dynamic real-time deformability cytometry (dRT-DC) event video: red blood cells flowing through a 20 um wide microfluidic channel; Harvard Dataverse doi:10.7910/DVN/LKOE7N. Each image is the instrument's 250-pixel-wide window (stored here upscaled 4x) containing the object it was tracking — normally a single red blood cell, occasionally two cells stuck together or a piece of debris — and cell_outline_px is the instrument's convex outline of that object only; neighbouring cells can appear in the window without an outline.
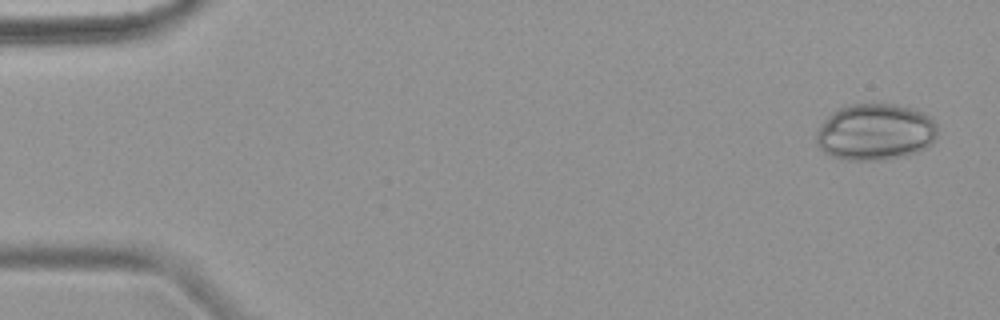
{"species": "common noctule bat (a hibernating species)", "species_latin": "Nyctalus noctula", "temperature_condition": "warm", "stored_images_in_passage": 5, "camera_frame_rate_fps": 3000, "um_per_image_px": 0.085, "animal": {"sex": "female", "body_mass_g": 18.4}, "frame": {"image": 1, "passage_image": 1, "time_ms": 0.0, "image_size_px": [1000, 320], "cell_outline_px": [[936, 136], [932, 144], [928, 148], [920, 152], [908, 156], [880, 160], [844, 160], [832, 156], [824, 152], [816, 144], [816, 128], [832, 112], [840, 108], [852, 104], [896, 104], [916, 108], [932, 116], [936, 124]], "centroid_in_image_um": [74.43, 11.23], "position_along_channel_um": 10.6, "area_um2": 40.81}}